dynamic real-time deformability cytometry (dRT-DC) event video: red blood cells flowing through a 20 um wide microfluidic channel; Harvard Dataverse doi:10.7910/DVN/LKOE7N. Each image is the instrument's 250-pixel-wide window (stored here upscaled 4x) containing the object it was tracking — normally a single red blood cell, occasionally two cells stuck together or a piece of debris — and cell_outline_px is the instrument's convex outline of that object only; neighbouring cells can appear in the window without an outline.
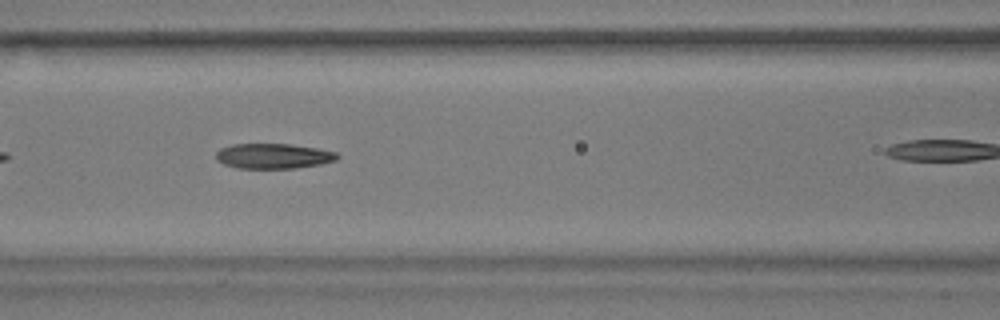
{"species": "common noctule bat (a hibernating species)", "species_latin": "Nyctalus noctula", "temperature_condition": "warm", "stored_images_in_passage": 31, "camera_frame_rate_fps": 3000, "um_per_image_px": 0.085, "animal": {"sex": "male", "body_mass_g": 17.9}, "frame": {"image": 1, "passage_image": 10, "time_ms": 3.0, "image_size_px": [1000, 320], "cell_outline_px": [[340, 156], [336, 160], [320, 164], [292, 168], [240, 168], [224, 164], [216, 160], [216, 152], [220, 148], [232, 144], [288, 144], [316, 148], [336, 152]], "centroid_in_image_um": [23.21, 13.26], "position_along_channel_um": 143.4, "area_um2": 17.63}}